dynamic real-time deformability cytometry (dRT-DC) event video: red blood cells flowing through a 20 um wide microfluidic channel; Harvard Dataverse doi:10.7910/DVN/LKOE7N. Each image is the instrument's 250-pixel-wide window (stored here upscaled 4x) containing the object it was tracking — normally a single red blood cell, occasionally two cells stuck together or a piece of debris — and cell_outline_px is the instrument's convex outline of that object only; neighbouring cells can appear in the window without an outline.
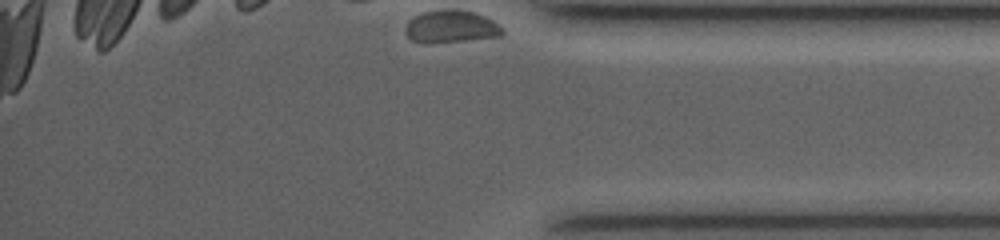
{"species": "common noctule bat (a hibernating species)", "species_latin": "Nyctalus noctula", "temperature_condition": "room temperature", "stored_images_in_passage": 41, "camera_frame_rate_fps": 4000, "um_per_image_px": 0.085, "animal": {"sex": "female", "body_mass_g": 19.0, "forearm_length_mm": 53.3}, "frame": {"image": 1, "passage_image": 41, "time_ms": 10.0, "image_size_px": [1000, 240], "cell_outline_px": [[504, 32], [500, 36], [460, 40], [412, 40], [408, 36], [408, 20], [424, 12], [472, 12], [484, 16], [500, 24], [504, 28]], "centroid_in_image_um": [38.45, 2.26], "position_along_channel_um": 396.7, "area_um2": 16.65}, "authors_computed_cell_mechanics": {"area_um2": 17.2244, "velocity_mm_per_s": 3.3926, "shape_relaxation_time_tau1_ms": 3.5239, "shape_relaxation_time_tau2_ms": null, "deformation_change_tau1": 0.0622, "deformation_change_tau2": null}}